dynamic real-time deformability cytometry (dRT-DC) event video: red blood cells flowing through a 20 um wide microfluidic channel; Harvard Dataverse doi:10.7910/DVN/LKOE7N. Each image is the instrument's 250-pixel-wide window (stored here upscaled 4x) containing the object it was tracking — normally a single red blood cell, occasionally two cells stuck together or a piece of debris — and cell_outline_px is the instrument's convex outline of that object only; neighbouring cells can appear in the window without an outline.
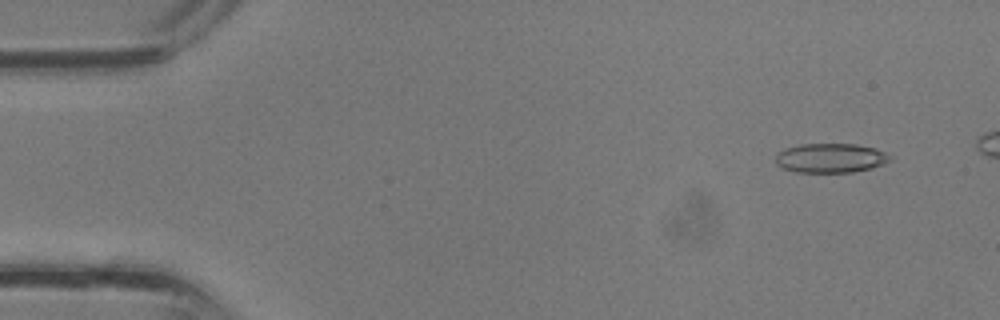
{"species": "common noctule bat (a hibernating species)", "species_latin": "Nyctalus noctula", "temperature_condition": "room temperature", "stored_images_in_passage": 33, "camera_frame_rate_fps": 3000, "um_per_image_px": 0.085, "animal": {"sex": "male", "body_mass_g": 13.3}, "frame": {"image": 1, "passage_image": 3, "time_ms": 0.667, "image_size_px": [1000, 320], "cell_outline_px": [[892, 156], [884, 164], [872, 168], [852, 172], [796, 172], [784, 168], [776, 164], [776, 152], [784, 148], [800, 144], [856, 144], [872, 148], [884, 152]], "centroid_in_image_um": [70.56, 13.43], "position_along_channel_um": 14.4, "area_um2": 19.54}}
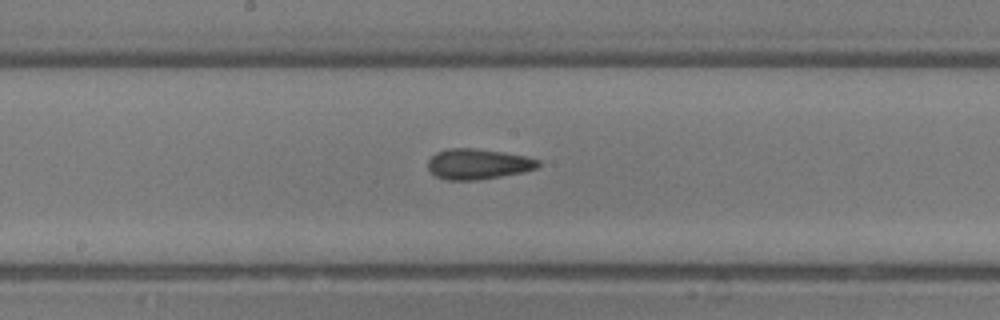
{"frame": {"image": 2, "passage_image": 19, "time_ms": 6.0, "image_size_px": [1000, 320], "cell_outline_px": [[540, 164], [536, 168], [524, 172], [476, 180], [444, 180], [436, 176], [428, 168], [428, 160], [436, 152], [448, 148], [476, 148], [504, 152], [524, 156], [540, 160]], "centroid_in_image_um": [40.61, 13.94], "position_along_channel_um": 207.6, "area_um2": 19.59}}
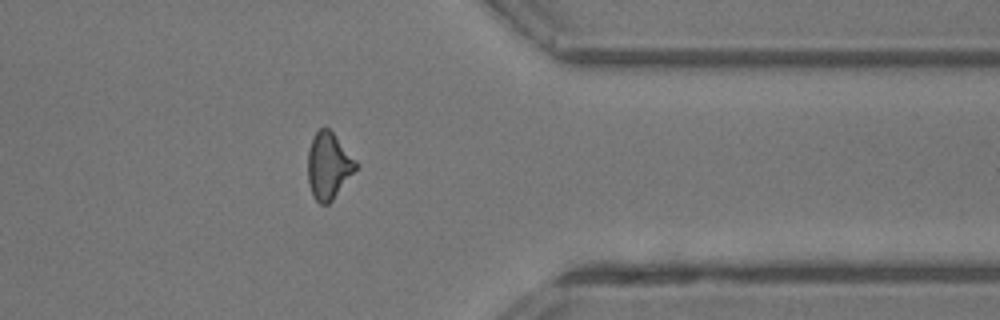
{"frame": {"image": 3, "passage_image": 29, "time_ms": 9.333, "image_size_px": [1000, 320], "cell_outline_px": [[360, 164], [332, 200], [328, 204], [320, 204], [312, 196], [308, 184], [308, 152], [312, 136], [324, 124], [332, 132]], "centroid_in_image_um": [27.91, 14.07], "position_along_channel_um": 383.5, "area_um2": 18.73}}